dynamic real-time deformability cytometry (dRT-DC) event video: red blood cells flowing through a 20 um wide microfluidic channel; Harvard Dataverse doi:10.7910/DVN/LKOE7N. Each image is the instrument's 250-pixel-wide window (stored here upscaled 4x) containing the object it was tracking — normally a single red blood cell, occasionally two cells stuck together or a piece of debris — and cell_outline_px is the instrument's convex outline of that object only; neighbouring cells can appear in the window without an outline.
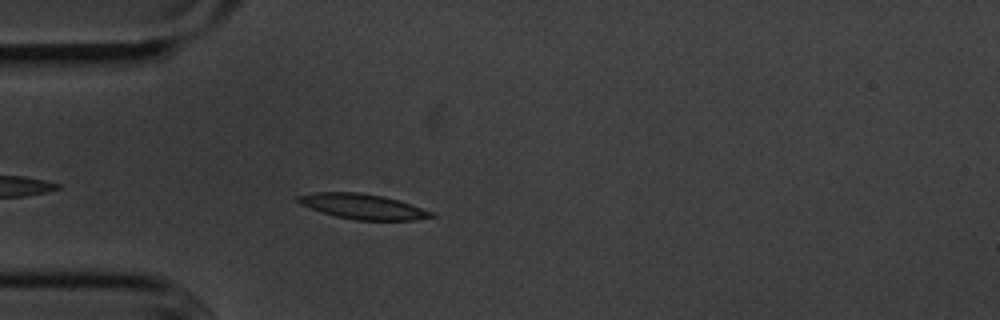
{"species": "common noctule bat (a hibernating species)", "species_latin": "Nyctalus noctula", "temperature_condition": "cold", "stored_images_in_passage": 23, "camera_frame_rate_fps": 3000, "um_per_image_px": 0.085, "animal": {"sex": "male", "body_mass_g": 20.1, "forearm_length_mm": 53.5}, "frame": {"image": 1, "passage_image": 5, "time_ms": 1.333, "image_size_px": [1000, 320], "cell_outline_px": [[436, 216], [416, 220], [356, 220], [336, 216], [300, 204], [296, 200], [296, 196], [316, 192], [356, 192], [384, 196], [432, 212]], "centroid_in_image_um": [30.81, 17.55], "position_along_channel_um": 54.2, "area_um2": 19.13}}
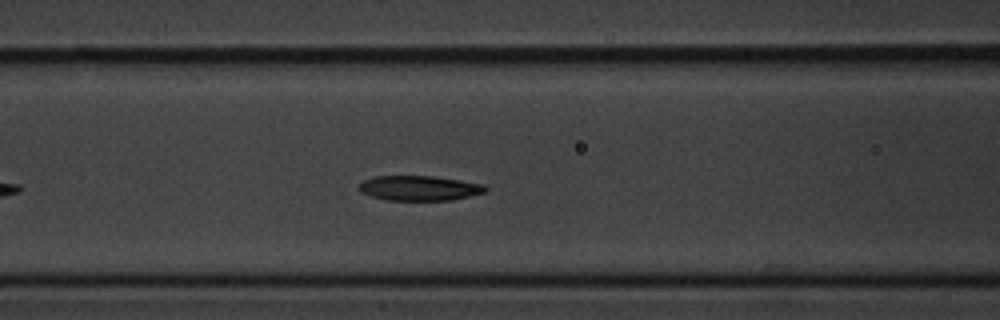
{"frame": {"image": 2, "passage_image": 12, "time_ms": 3.667, "image_size_px": [1000, 320], "cell_outline_px": [[488, 188], [484, 192], [452, 200], [388, 200], [372, 196], [360, 192], [356, 188], [364, 180], [376, 176], [432, 176], [460, 180], [484, 184]], "centroid_in_image_um": [35.62, 15.99], "position_along_channel_um": 131.0, "area_um2": 18.26}}
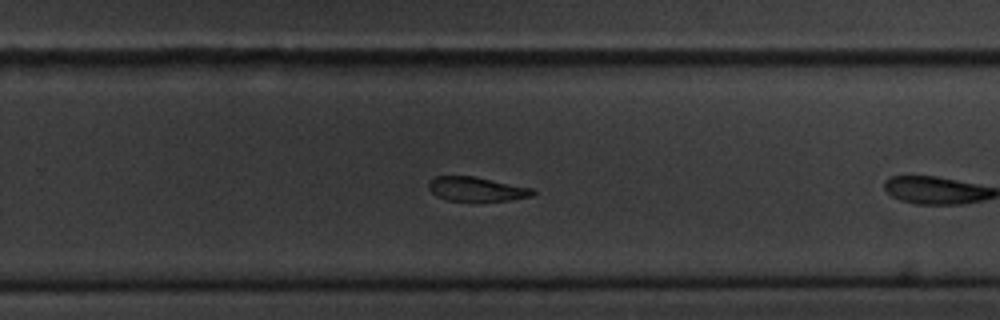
{"frame": {"image": 3, "passage_image": 22, "time_ms": 7.0, "image_size_px": [1000, 320], "cell_outline_px": [[536, 192], [532, 196], [508, 200], [448, 200], [436, 196], [428, 188], [428, 180], [436, 176], [472, 176], [536, 188]], "centroid_in_image_um": [40.52, 16.05], "position_along_channel_um": 289.3, "area_um2": 14.68}}